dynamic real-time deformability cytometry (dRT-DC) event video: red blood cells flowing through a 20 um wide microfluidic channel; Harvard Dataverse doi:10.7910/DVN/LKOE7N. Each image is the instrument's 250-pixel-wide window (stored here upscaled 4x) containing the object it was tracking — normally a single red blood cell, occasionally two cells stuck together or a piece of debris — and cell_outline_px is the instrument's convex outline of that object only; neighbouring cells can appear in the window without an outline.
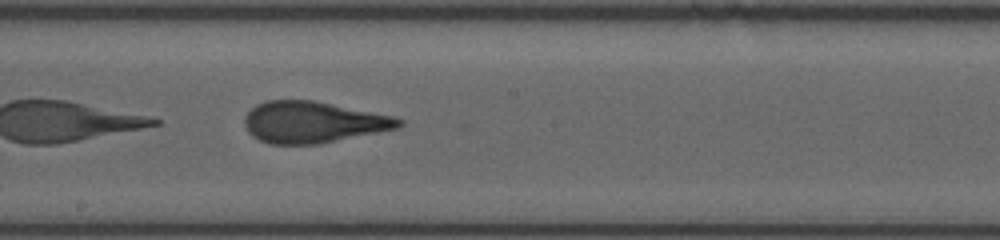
{"species": "human", "species_latin": "Homo sapiens", "temperature_condition": "room temperature", "stored_images_in_passage": 29, "camera_frame_rate_fps": 3000, "um_per_image_px": 0.085, "donor": {"sex": "female"}, "frame": {"image": 1, "passage_image": 13, "time_ms": 4.0, "image_size_px": [1000, 240], "cell_outline_px": [[404, 124], [396, 128], [316, 144], [268, 144], [252, 136], [248, 132], [244, 124], [244, 120], [248, 112], [256, 104], [268, 100], [312, 100], [396, 116], [404, 120]], "centroid_in_image_um": [26.59, 10.37], "position_along_channel_um": 221.6, "area_um2": 36.99}}
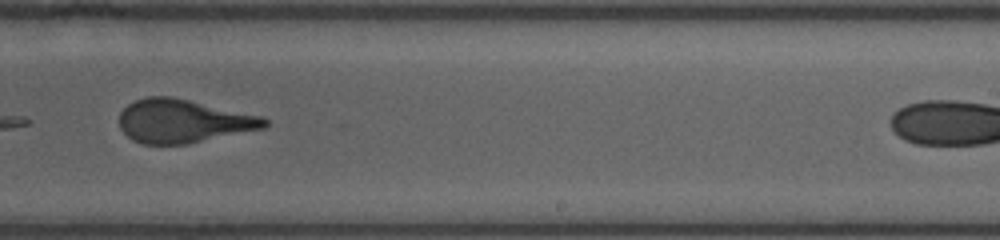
{"frame": {"image": 2, "passage_image": 17, "time_ms": 5.333, "image_size_px": [1000, 240], "cell_outline_px": [[268, 124], [264, 128], [188, 144], [144, 144], [132, 140], [120, 128], [120, 112], [128, 104], [136, 100], [148, 96], [172, 96], [260, 116], [268, 120]], "centroid_in_image_um": [15.55, 10.29], "position_along_channel_um": 273.5, "area_um2": 36.53}}